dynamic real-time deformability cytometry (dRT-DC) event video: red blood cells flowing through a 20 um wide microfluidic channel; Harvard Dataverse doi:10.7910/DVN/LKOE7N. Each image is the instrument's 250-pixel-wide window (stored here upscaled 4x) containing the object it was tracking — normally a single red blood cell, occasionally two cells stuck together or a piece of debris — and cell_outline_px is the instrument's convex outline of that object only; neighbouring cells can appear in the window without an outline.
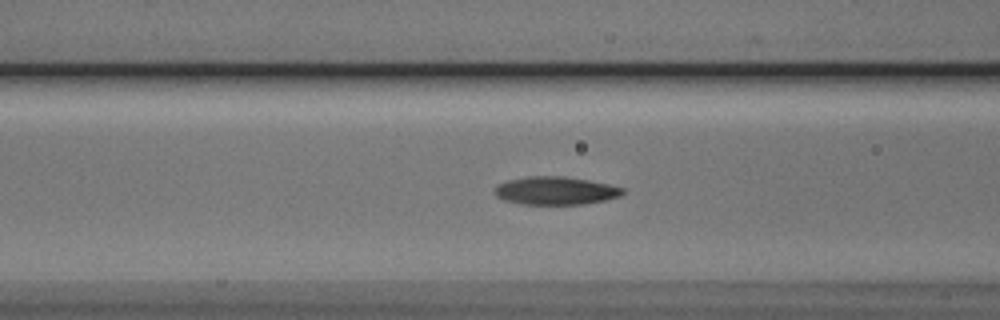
{"species": "Egyptian fruit bat (a non-hibernating species)", "species_latin": "Rousettus aegyptiacus", "temperature_condition": "cold", "stored_images_in_passage": 50, "camera_frame_rate_fps": 3000, "um_per_image_px": 0.085, "animal": {"sex": "male"}, "frame": {"image": 1, "passage_image": 18, "time_ms": 5.667, "image_size_px": [1000, 320], "cell_outline_px": [[624, 192], [620, 196], [604, 200], [584, 204], [520, 204], [504, 200], [496, 196], [492, 192], [500, 184], [508, 180], [532, 176], [564, 176], [588, 180], [608, 184], [624, 188]], "centroid_in_image_um": [47.22, 16.21], "position_along_channel_um": 119.4, "area_um2": 20.81}}
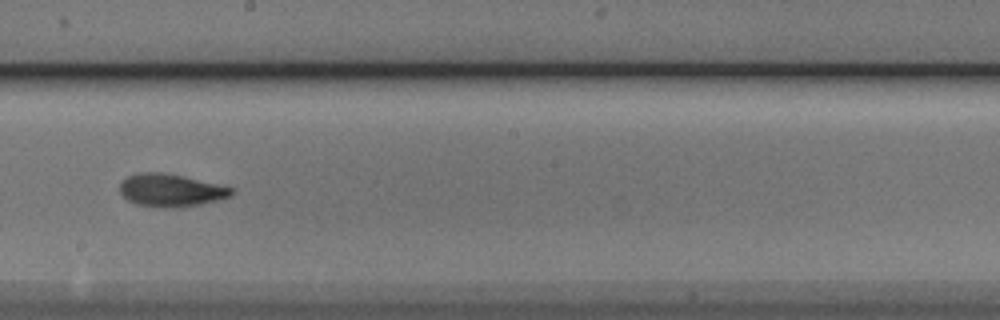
{"frame": {"image": 2, "passage_image": 27, "time_ms": 8.667, "image_size_px": [1000, 320], "cell_outline_px": [[236, 192], [232, 196], [200, 204], [176, 208], [164, 208], [136, 204], [128, 200], [120, 192], [120, 184], [128, 176], [140, 172], [160, 172], [180, 176], [236, 188]], "centroid_in_image_um": [14.55, 16.18], "position_along_channel_um": 233.7, "area_um2": 21.15}}
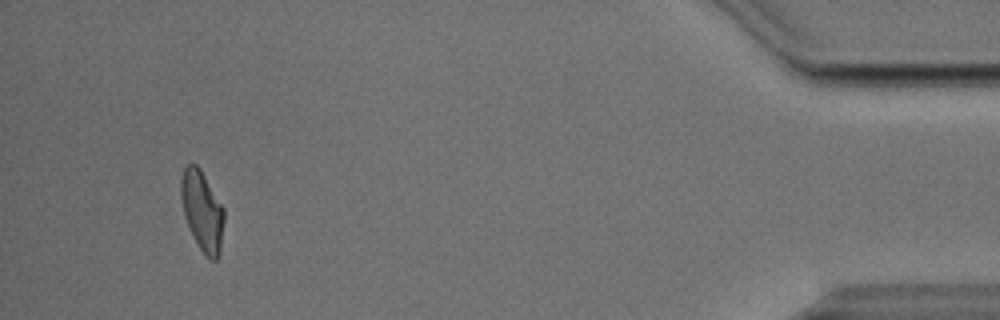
{"frame": {"image": 3, "passage_image": 47, "time_ms": 15.333, "image_size_px": [1000, 320], "cell_outline_px": [[224, 220], [220, 252], [216, 260], [212, 260], [204, 256], [192, 236], [184, 216], [180, 196], [180, 180], [184, 168], [188, 164], [196, 164], [200, 168], [224, 208]], "centroid_in_image_um": [17.18, 17.94], "position_along_channel_um": 418.0, "area_um2": 20.29}, "authors_computed_cell_mechanics": {"area_um2": 20.4612, "velocity_mm_per_s": 3.8107, "shape_relaxation_time_tau1_ms": 3.1932, "shape_relaxation_time_tau2_ms": 2.299, "deformation_change_tau1": 0.1694, "deformation_change_tau2": 0.0961}}